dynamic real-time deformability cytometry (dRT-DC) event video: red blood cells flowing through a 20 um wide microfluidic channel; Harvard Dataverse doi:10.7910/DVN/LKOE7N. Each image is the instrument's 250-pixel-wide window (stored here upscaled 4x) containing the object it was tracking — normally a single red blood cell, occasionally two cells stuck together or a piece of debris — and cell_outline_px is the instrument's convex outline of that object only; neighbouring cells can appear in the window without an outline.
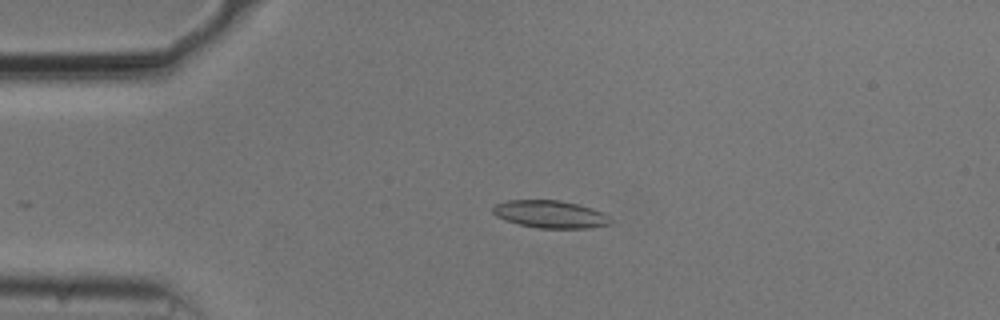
{"species": "common noctule bat (a hibernating species)", "species_latin": "Nyctalus noctula", "temperature_condition": "cold", "stored_images_in_passage": 44, "camera_frame_rate_fps": 3000, "um_per_image_px": 0.085, "animal": {"sex": "male", "body_mass_g": 20.5, "forearm_length_mm": 52.5}, "frame": {"image": 1, "passage_image": 2, "time_ms": 0.333, "image_size_px": [1000, 320], "cell_outline_px": [[612, 220], [608, 224], [588, 228], [540, 228], [520, 224], [496, 216], [492, 212], [492, 208], [496, 204], [508, 200], [560, 200], [592, 208], [604, 212]], "centroid_in_image_um": [46.78, 18.2], "position_along_channel_um": 38.2, "area_um2": 18.67}}
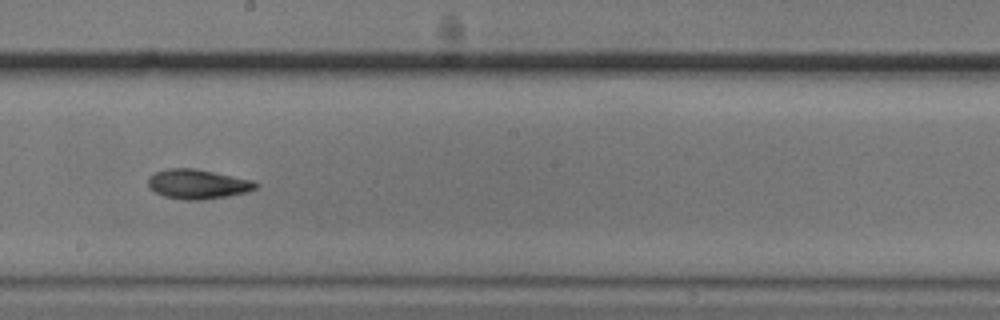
{"frame": {"image": 2, "passage_image": 20, "time_ms": 6.333, "image_size_px": [1000, 320], "cell_outline_px": [[260, 184], [256, 188], [244, 192], [228, 196], [200, 200], [184, 200], [164, 196], [156, 192], [148, 184], [148, 176], [156, 172], [168, 168], [196, 168], [252, 180]], "centroid_in_image_um": [16.8, 15.64], "position_along_channel_um": 231.4, "area_um2": 18.44}}
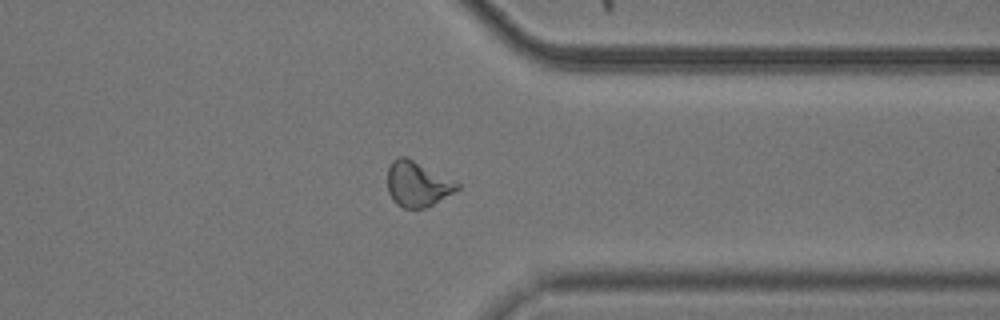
{"frame": {"image": 3, "passage_image": 32, "time_ms": 10.333, "image_size_px": [1000, 320], "cell_outline_px": [[460, 188], [432, 204], [424, 208], [404, 208], [396, 204], [392, 200], [388, 192], [388, 168], [392, 160], [396, 156], [404, 156], [456, 180], [460, 184]], "centroid_in_image_um": [35.47, 15.63], "position_along_channel_um": 375.9, "area_um2": 18.32}, "authors_computed_cell_mechanics": {"area_um2": 18.5538, "velocity_mm_per_s": 3.7082, "shape_relaxation_time_tau1_ms": 3.6247, "shape_relaxation_time_tau2_ms": 5.5889, "deformation_change_tau1": 0.1262, "deformation_change_tau2": 0.1279}}